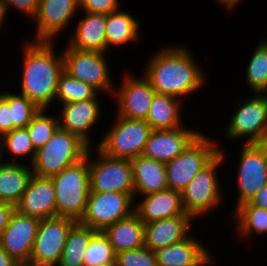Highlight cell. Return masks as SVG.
Returning a JSON list of instances; mask_svg holds the SVG:
<instances>
[{
  "mask_svg": "<svg viewBox=\"0 0 267 266\" xmlns=\"http://www.w3.org/2000/svg\"><path fill=\"white\" fill-rule=\"evenodd\" d=\"M190 50L180 44L161 47L148 60L144 75L158 94L182 99L203 87L206 76Z\"/></svg>",
  "mask_w": 267,
  "mask_h": 266,
  "instance_id": "cell-1",
  "label": "cell"
},
{
  "mask_svg": "<svg viewBox=\"0 0 267 266\" xmlns=\"http://www.w3.org/2000/svg\"><path fill=\"white\" fill-rule=\"evenodd\" d=\"M23 46V75L20 94L39 109L49 110L55 102L58 79L64 70L63 55L54 52V41H26Z\"/></svg>",
  "mask_w": 267,
  "mask_h": 266,
  "instance_id": "cell-2",
  "label": "cell"
},
{
  "mask_svg": "<svg viewBox=\"0 0 267 266\" xmlns=\"http://www.w3.org/2000/svg\"><path fill=\"white\" fill-rule=\"evenodd\" d=\"M89 148L78 136L59 127L45 145L36 150L31 164L33 174L51 178L83 159Z\"/></svg>",
  "mask_w": 267,
  "mask_h": 266,
  "instance_id": "cell-3",
  "label": "cell"
},
{
  "mask_svg": "<svg viewBox=\"0 0 267 266\" xmlns=\"http://www.w3.org/2000/svg\"><path fill=\"white\" fill-rule=\"evenodd\" d=\"M51 178L56 194L57 216L79 221L84 215L90 192L88 152L83 159Z\"/></svg>",
  "mask_w": 267,
  "mask_h": 266,
  "instance_id": "cell-4",
  "label": "cell"
},
{
  "mask_svg": "<svg viewBox=\"0 0 267 266\" xmlns=\"http://www.w3.org/2000/svg\"><path fill=\"white\" fill-rule=\"evenodd\" d=\"M224 149L219 148V153L196 175V177L181 192L183 208L187 215L194 218L205 214L222 202L221 183L217 175V168L225 160ZM220 183V184H219Z\"/></svg>",
  "mask_w": 267,
  "mask_h": 266,
  "instance_id": "cell-5",
  "label": "cell"
},
{
  "mask_svg": "<svg viewBox=\"0 0 267 266\" xmlns=\"http://www.w3.org/2000/svg\"><path fill=\"white\" fill-rule=\"evenodd\" d=\"M217 143L201 132L180 155L167 162L168 188L182 192L219 153L220 146Z\"/></svg>",
  "mask_w": 267,
  "mask_h": 266,
  "instance_id": "cell-6",
  "label": "cell"
},
{
  "mask_svg": "<svg viewBox=\"0 0 267 266\" xmlns=\"http://www.w3.org/2000/svg\"><path fill=\"white\" fill-rule=\"evenodd\" d=\"M88 150L90 192L134 193L131 161L128 158H114L103 153L97 146Z\"/></svg>",
  "mask_w": 267,
  "mask_h": 266,
  "instance_id": "cell-7",
  "label": "cell"
},
{
  "mask_svg": "<svg viewBox=\"0 0 267 266\" xmlns=\"http://www.w3.org/2000/svg\"><path fill=\"white\" fill-rule=\"evenodd\" d=\"M116 120L96 146L103 153L114 158L132 159L142 155L152 132L150 125L143 119H130L118 115Z\"/></svg>",
  "mask_w": 267,
  "mask_h": 266,
  "instance_id": "cell-8",
  "label": "cell"
},
{
  "mask_svg": "<svg viewBox=\"0 0 267 266\" xmlns=\"http://www.w3.org/2000/svg\"><path fill=\"white\" fill-rule=\"evenodd\" d=\"M253 98L240 99L225 133L229 140L247 138L245 143H265L267 138V94L254 93Z\"/></svg>",
  "mask_w": 267,
  "mask_h": 266,
  "instance_id": "cell-9",
  "label": "cell"
},
{
  "mask_svg": "<svg viewBox=\"0 0 267 266\" xmlns=\"http://www.w3.org/2000/svg\"><path fill=\"white\" fill-rule=\"evenodd\" d=\"M107 53L82 51L65 47L62 51L64 70L72 77L92 86L98 92L114 93L113 80L105 58Z\"/></svg>",
  "mask_w": 267,
  "mask_h": 266,
  "instance_id": "cell-10",
  "label": "cell"
},
{
  "mask_svg": "<svg viewBox=\"0 0 267 266\" xmlns=\"http://www.w3.org/2000/svg\"><path fill=\"white\" fill-rule=\"evenodd\" d=\"M134 200V193L89 192L84 215L78 222L96 231H103L134 213Z\"/></svg>",
  "mask_w": 267,
  "mask_h": 266,
  "instance_id": "cell-11",
  "label": "cell"
},
{
  "mask_svg": "<svg viewBox=\"0 0 267 266\" xmlns=\"http://www.w3.org/2000/svg\"><path fill=\"white\" fill-rule=\"evenodd\" d=\"M240 150L237 170L238 198L234 210L252 201L267 184V145L265 143H244Z\"/></svg>",
  "mask_w": 267,
  "mask_h": 266,
  "instance_id": "cell-12",
  "label": "cell"
},
{
  "mask_svg": "<svg viewBox=\"0 0 267 266\" xmlns=\"http://www.w3.org/2000/svg\"><path fill=\"white\" fill-rule=\"evenodd\" d=\"M76 222L65 216L40 220L29 265L57 266L66 244L67 235Z\"/></svg>",
  "mask_w": 267,
  "mask_h": 266,
  "instance_id": "cell-13",
  "label": "cell"
},
{
  "mask_svg": "<svg viewBox=\"0 0 267 266\" xmlns=\"http://www.w3.org/2000/svg\"><path fill=\"white\" fill-rule=\"evenodd\" d=\"M119 88H114L117 99V114L120 117L146 120L156 94L149 80L142 77L124 74Z\"/></svg>",
  "mask_w": 267,
  "mask_h": 266,
  "instance_id": "cell-14",
  "label": "cell"
},
{
  "mask_svg": "<svg viewBox=\"0 0 267 266\" xmlns=\"http://www.w3.org/2000/svg\"><path fill=\"white\" fill-rule=\"evenodd\" d=\"M39 223L40 219L15 210L2 232L0 245L21 265H29Z\"/></svg>",
  "mask_w": 267,
  "mask_h": 266,
  "instance_id": "cell-15",
  "label": "cell"
},
{
  "mask_svg": "<svg viewBox=\"0 0 267 266\" xmlns=\"http://www.w3.org/2000/svg\"><path fill=\"white\" fill-rule=\"evenodd\" d=\"M79 10L78 0H39L36 17V36L33 41L53 42L54 36L70 25Z\"/></svg>",
  "mask_w": 267,
  "mask_h": 266,
  "instance_id": "cell-16",
  "label": "cell"
},
{
  "mask_svg": "<svg viewBox=\"0 0 267 266\" xmlns=\"http://www.w3.org/2000/svg\"><path fill=\"white\" fill-rule=\"evenodd\" d=\"M200 133L184 126L152 130L142 155L166 164L180 155Z\"/></svg>",
  "mask_w": 267,
  "mask_h": 266,
  "instance_id": "cell-17",
  "label": "cell"
},
{
  "mask_svg": "<svg viewBox=\"0 0 267 266\" xmlns=\"http://www.w3.org/2000/svg\"><path fill=\"white\" fill-rule=\"evenodd\" d=\"M15 210L40 220L57 216L56 194L52 178L33 174Z\"/></svg>",
  "mask_w": 267,
  "mask_h": 266,
  "instance_id": "cell-18",
  "label": "cell"
},
{
  "mask_svg": "<svg viewBox=\"0 0 267 266\" xmlns=\"http://www.w3.org/2000/svg\"><path fill=\"white\" fill-rule=\"evenodd\" d=\"M98 97L97 95L93 99L62 104L58 116L60 128L78 136L89 147L90 129L99 122L102 114Z\"/></svg>",
  "mask_w": 267,
  "mask_h": 266,
  "instance_id": "cell-19",
  "label": "cell"
},
{
  "mask_svg": "<svg viewBox=\"0 0 267 266\" xmlns=\"http://www.w3.org/2000/svg\"><path fill=\"white\" fill-rule=\"evenodd\" d=\"M143 197L139 203H134L135 212L145 224L176 216H189L183 208L181 191L168 188Z\"/></svg>",
  "mask_w": 267,
  "mask_h": 266,
  "instance_id": "cell-20",
  "label": "cell"
},
{
  "mask_svg": "<svg viewBox=\"0 0 267 266\" xmlns=\"http://www.w3.org/2000/svg\"><path fill=\"white\" fill-rule=\"evenodd\" d=\"M155 253L157 266H205L213 261L210 251L195 235H190L179 243L159 248Z\"/></svg>",
  "mask_w": 267,
  "mask_h": 266,
  "instance_id": "cell-21",
  "label": "cell"
},
{
  "mask_svg": "<svg viewBox=\"0 0 267 266\" xmlns=\"http://www.w3.org/2000/svg\"><path fill=\"white\" fill-rule=\"evenodd\" d=\"M192 221L191 216H176L145 224L144 246L156 251L185 240L192 234Z\"/></svg>",
  "mask_w": 267,
  "mask_h": 266,
  "instance_id": "cell-22",
  "label": "cell"
},
{
  "mask_svg": "<svg viewBox=\"0 0 267 266\" xmlns=\"http://www.w3.org/2000/svg\"><path fill=\"white\" fill-rule=\"evenodd\" d=\"M86 15L78 21L74 34L69 37L68 47L82 51L107 53V14L83 11Z\"/></svg>",
  "mask_w": 267,
  "mask_h": 266,
  "instance_id": "cell-23",
  "label": "cell"
},
{
  "mask_svg": "<svg viewBox=\"0 0 267 266\" xmlns=\"http://www.w3.org/2000/svg\"><path fill=\"white\" fill-rule=\"evenodd\" d=\"M134 182V199L168 189L165 163L139 155L130 159Z\"/></svg>",
  "mask_w": 267,
  "mask_h": 266,
  "instance_id": "cell-24",
  "label": "cell"
},
{
  "mask_svg": "<svg viewBox=\"0 0 267 266\" xmlns=\"http://www.w3.org/2000/svg\"><path fill=\"white\" fill-rule=\"evenodd\" d=\"M102 232L116 254L144 246L145 223L136 212L106 227Z\"/></svg>",
  "mask_w": 267,
  "mask_h": 266,
  "instance_id": "cell-25",
  "label": "cell"
},
{
  "mask_svg": "<svg viewBox=\"0 0 267 266\" xmlns=\"http://www.w3.org/2000/svg\"><path fill=\"white\" fill-rule=\"evenodd\" d=\"M33 176L31 165L22 163L0 164V202L16 206Z\"/></svg>",
  "mask_w": 267,
  "mask_h": 266,
  "instance_id": "cell-26",
  "label": "cell"
},
{
  "mask_svg": "<svg viewBox=\"0 0 267 266\" xmlns=\"http://www.w3.org/2000/svg\"><path fill=\"white\" fill-rule=\"evenodd\" d=\"M181 102L177 97L156 93L146 119L151 129L168 130L183 126Z\"/></svg>",
  "mask_w": 267,
  "mask_h": 266,
  "instance_id": "cell-27",
  "label": "cell"
},
{
  "mask_svg": "<svg viewBox=\"0 0 267 266\" xmlns=\"http://www.w3.org/2000/svg\"><path fill=\"white\" fill-rule=\"evenodd\" d=\"M140 22L130 14L120 8L107 14L106 39L107 50L109 47L127 45L129 42H139Z\"/></svg>",
  "mask_w": 267,
  "mask_h": 266,
  "instance_id": "cell-28",
  "label": "cell"
},
{
  "mask_svg": "<svg viewBox=\"0 0 267 266\" xmlns=\"http://www.w3.org/2000/svg\"><path fill=\"white\" fill-rule=\"evenodd\" d=\"M97 231L78 221L71 227L57 266H83V258L91 237Z\"/></svg>",
  "mask_w": 267,
  "mask_h": 266,
  "instance_id": "cell-29",
  "label": "cell"
},
{
  "mask_svg": "<svg viewBox=\"0 0 267 266\" xmlns=\"http://www.w3.org/2000/svg\"><path fill=\"white\" fill-rule=\"evenodd\" d=\"M232 213L240 237L248 240L251 234L267 233V210L248 202L238 206Z\"/></svg>",
  "mask_w": 267,
  "mask_h": 266,
  "instance_id": "cell-30",
  "label": "cell"
},
{
  "mask_svg": "<svg viewBox=\"0 0 267 266\" xmlns=\"http://www.w3.org/2000/svg\"><path fill=\"white\" fill-rule=\"evenodd\" d=\"M246 69V82L252 93H267V39L260 40Z\"/></svg>",
  "mask_w": 267,
  "mask_h": 266,
  "instance_id": "cell-31",
  "label": "cell"
},
{
  "mask_svg": "<svg viewBox=\"0 0 267 266\" xmlns=\"http://www.w3.org/2000/svg\"><path fill=\"white\" fill-rule=\"evenodd\" d=\"M0 144H1V156L2 161L4 162V153L7 150V154L11 153L10 156L12 159L10 161H6L7 163H19L17 159H23L28 157L30 154V165L32 164L36 150L33 147L32 140L30 139L28 129L25 128H17L13 129L12 131L5 133L0 137ZM5 150V151H4Z\"/></svg>",
  "mask_w": 267,
  "mask_h": 266,
  "instance_id": "cell-32",
  "label": "cell"
},
{
  "mask_svg": "<svg viewBox=\"0 0 267 266\" xmlns=\"http://www.w3.org/2000/svg\"><path fill=\"white\" fill-rule=\"evenodd\" d=\"M99 92L63 70L58 79L55 99L60 105L95 98Z\"/></svg>",
  "mask_w": 267,
  "mask_h": 266,
  "instance_id": "cell-33",
  "label": "cell"
},
{
  "mask_svg": "<svg viewBox=\"0 0 267 266\" xmlns=\"http://www.w3.org/2000/svg\"><path fill=\"white\" fill-rule=\"evenodd\" d=\"M115 263L116 253L113 246L102 231H97L90 239L83 258V266H106Z\"/></svg>",
  "mask_w": 267,
  "mask_h": 266,
  "instance_id": "cell-34",
  "label": "cell"
},
{
  "mask_svg": "<svg viewBox=\"0 0 267 266\" xmlns=\"http://www.w3.org/2000/svg\"><path fill=\"white\" fill-rule=\"evenodd\" d=\"M19 93L0 91V94L8 101L9 107L12 108V130L27 127L40 111L32 101Z\"/></svg>",
  "mask_w": 267,
  "mask_h": 266,
  "instance_id": "cell-35",
  "label": "cell"
},
{
  "mask_svg": "<svg viewBox=\"0 0 267 266\" xmlns=\"http://www.w3.org/2000/svg\"><path fill=\"white\" fill-rule=\"evenodd\" d=\"M49 110L40 109L27 126L30 139L35 150L43 147L45 143L57 131L59 126V118L45 113Z\"/></svg>",
  "mask_w": 267,
  "mask_h": 266,
  "instance_id": "cell-36",
  "label": "cell"
},
{
  "mask_svg": "<svg viewBox=\"0 0 267 266\" xmlns=\"http://www.w3.org/2000/svg\"><path fill=\"white\" fill-rule=\"evenodd\" d=\"M116 266H157L155 251L143 246L116 254Z\"/></svg>",
  "mask_w": 267,
  "mask_h": 266,
  "instance_id": "cell-37",
  "label": "cell"
},
{
  "mask_svg": "<svg viewBox=\"0 0 267 266\" xmlns=\"http://www.w3.org/2000/svg\"><path fill=\"white\" fill-rule=\"evenodd\" d=\"M38 5L39 0H0V9L4 20L7 18L9 9L12 8L33 20L36 17Z\"/></svg>",
  "mask_w": 267,
  "mask_h": 266,
  "instance_id": "cell-38",
  "label": "cell"
},
{
  "mask_svg": "<svg viewBox=\"0 0 267 266\" xmlns=\"http://www.w3.org/2000/svg\"><path fill=\"white\" fill-rule=\"evenodd\" d=\"M79 9L92 13L110 14L120 8L119 0H78Z\"/></svg>",
  "mask_w": 267,
  "mask_h": 266,
  "instance_id": "cell-39",
  "label": "cell"
},
{
  "mask_svg": "<svg viewBox=\"0 0 267 266\" xmlns=\"http://www.w3.org/2000/svg\"><path fill=\"white\" fill-rule=\"evenodd\" d=\"M10 131H12V108L0 94V137Z\"/></svg>",
  "mask_w": 267,
  "mask_h": 266,
  "instance_id": "cell-40",
  "label": "cell"
},
{
  "mask_svg": "<svg viewBox=\"0 0 267 266\" xmlns=\"http://www.w3.org/2000/svg\"><path fill=\"white\" fill-rule=\"evenodd\" d=\"M14 211L15 206L12 204L0 202V238Z\"/></svg>",
  "mask_w": 267,
  "mask_h": 266,
  "instance_id": "cell-41",
  "label": "cell"
},
{
  "mask_svg": "<svg viewBox=\"0 0 267 266\" xmlns=\"http://www.w3.org/2000/svg\"><path fill=\"white\" fill-rule=\"evenodd\" d=\"M254 206L267 210V184L250 201Z\"/></svg>",
  "mask_w": 267,
  "mask_h": 266,
  "instance_id": "cell-42",
  "label": "cell"
},
{
  "mask_svg": "<svg viewBox=\"0 0 267 266\" xmlns=\"http://www.w3.org/2000/svg\"><path fill=\"white\" fill-rule=\"evenodd\" d=\"M13 257H11L0 245V266H20Z\"/></svg>",
  "mask_w": 267,
  "mask_h": 266,
  "instance_id": "cell-43",
  "label": "cell"
},
{
  "mask_svg": "<svg viewBox=\"0 0 267 266\" xmlns=\"http://www.w3.org/2000/svg\"><path fill=\"white\" fill-rule=\"evenodd\" d=\"M217 2L227 10H231L234 9L233 7L237 6V4H240L242 0H217Z\"/></svg>",
  "mask_w": 267,
  "mask_h": 266,
  "instance_id": "cell-44",
  "label": "cell"
},
{
  "mask_svg": "<svg viewBox=\"0 0 267 266\" xmlns=\"http://www.w3.org/2000/svg\"><path fill=\"white\" fill-rule=\"evenodd\" d=\"M4 22H5V21H4V19H3L2 12H1V9H0V28H2Z\"/></svg>",
  "mask_w": 267,
  "mask_h": 266,
  "instance_id": "cell-45",
  "label": "cell"
},
{
  "mask_svg": "<svg viewBox=\"0 0 267 266\" xmlns=\"http://www.w3.org/2000/svg\"><path fill=\"white\" fill-rule=\"evenodd\" d=\"M2 156H1V144H0V164L2 163Z\"/></svg>",
  "mask_w": 267,
  "mask_h": 266,
  "instance_id": "cell-46",
  "label": "cell"
},
{
  "mask_svg": "<svg viewBox=\"0 0 267 266\" xmlns=\"http://www.w3.org/2000/svg\"><path fill=\"white\" fill-rule=\"evenodd\" d=\"M20 266H31V265H28V264H23V265H20Z\"/></svg>",
  "mask_w": 267,
  "mask_h": 266,
  "instance_id": "cell-47",
  "label": "cell"
}]
</instances>
